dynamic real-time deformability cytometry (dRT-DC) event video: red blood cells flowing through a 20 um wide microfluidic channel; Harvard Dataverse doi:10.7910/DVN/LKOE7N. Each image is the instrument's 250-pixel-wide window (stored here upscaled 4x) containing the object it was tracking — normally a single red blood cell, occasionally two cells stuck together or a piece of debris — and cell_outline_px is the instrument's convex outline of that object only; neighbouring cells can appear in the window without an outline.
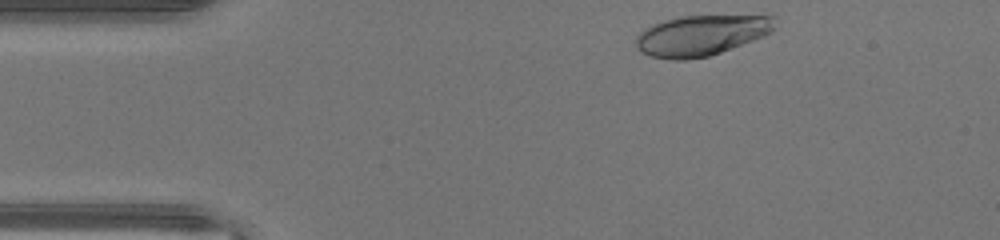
{"species": "human", "species_latin": "Homo sapiens", "temperature_condition": "warm", "stored_images_in_passage": 36, "camera_frame_rate_fps": 3000, "um_per_image_px": 0.085, "donor": {"sex": "male"}, "frame": {"image": 1, "passage_image": 1, "time_ms": 0.0, "image_size_px": [1000, 240], "cell_outline_px": [[776, 16], [772, 32], [764, 36], [720, 52], [708, 56], [688, 60], [672, 60], [648, 56], [636, 48], [636, 36], [644, 28], [652, 24], [664, 20], [680, 16]], "centroid_in_image_um": [59.55, 3.01], "position_along_channel_um": 25.5, "area_um2": 32.77}}
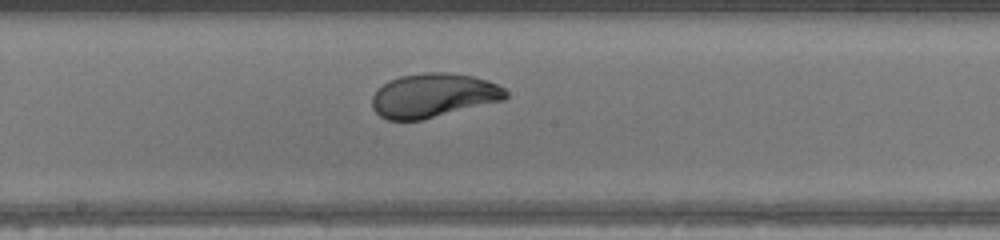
{"frame": {"image": 2, "passage_image": 18, "time_ms": 5.667, "image_size_px": [1000, 240], "cell_outline_px": [[508, 96], [504, 100], [424, 120], [388, 120], [380, 116], [372, 108], [372, 96], [376, 88], [388, 80], [400, 76], [424, 72], [444, 72], [472, 76], [488, 80], [504, 88], [508, 92]], "centroid_in_image_um": [36.82, 8.11], "position_along_channel_um": 211.4, "area_um2": 34.68}}
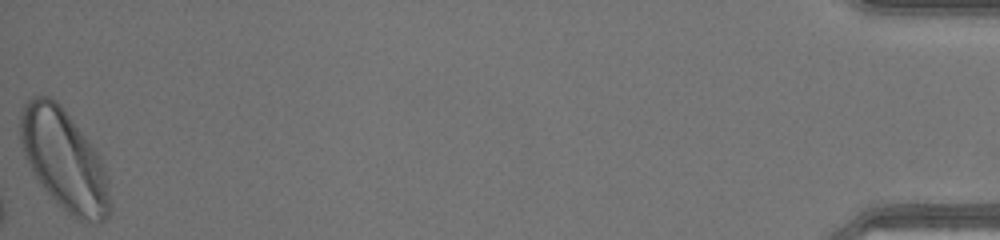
{"frame": {"image": 3, "passage_image": 36, "time_ms": 11.667, "image_size_px": [1000, 240], "cell_outline_px": [[112, 212], [100, 224], [88, 224], [72, 216], [56, 204], [40, 184], [32, 172], [24, 156], [20, 140], [20, 112], [24, 104], [32, 96], [48, 96], [56, 100], [64, 108], [100, 156], [108, 180], [112, 204]], "centroid_in_image_um": [5.47, 13.65], "position_along_channel_um": 429.7, "area_um2": 53.23}, "authors_computed_cell_mechanics": {"area_um2": 34.0731, "velocity_mm_per_s": 4.4548, "shape_relaxation_time_tau1_ms": 2.5095, "shape_relaxation_time_tau2_ms": null, "deformation_change_tau1": 0.1589, "deformation_change_tau2": null}}